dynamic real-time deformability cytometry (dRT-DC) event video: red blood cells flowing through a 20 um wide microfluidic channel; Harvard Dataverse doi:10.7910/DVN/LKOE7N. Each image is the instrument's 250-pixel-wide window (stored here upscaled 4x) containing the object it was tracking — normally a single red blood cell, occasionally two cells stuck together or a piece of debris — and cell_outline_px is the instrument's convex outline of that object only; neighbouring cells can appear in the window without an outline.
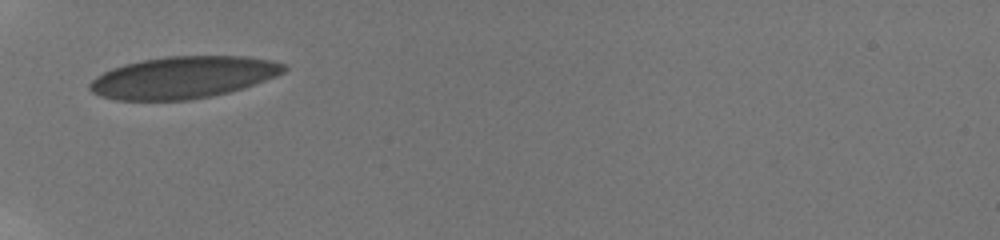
{"species": "human", "species_latin": "Homo sapiens", "temperature_condition": "room temperature", "stored_images_in_passage": 41, "camera_frame_rate_fps": 3000, "um_per_image_px": 0.085, "donor": {"sex": "male"}, "frame": {"image": 1, "passage_image": 1, "time_ms": 0.0, "image_size_px": [1000, 240], "cell_outline_px": [[288, 68], [284, 72], [276, 76], [228, 92], [212, 96], [188, 100], [116, 100], [100, 96], [92, 92], [88, 88], [88, 84], [96, 76], [112, 68], [124, 64], [140, 60], [168, 56], [248, 56], [272, 60], [288, 64]], "centroid_in_image_um": [15.56, 6.57], "position_along_channel_um": 69.4, "area_um2": 47.51}}
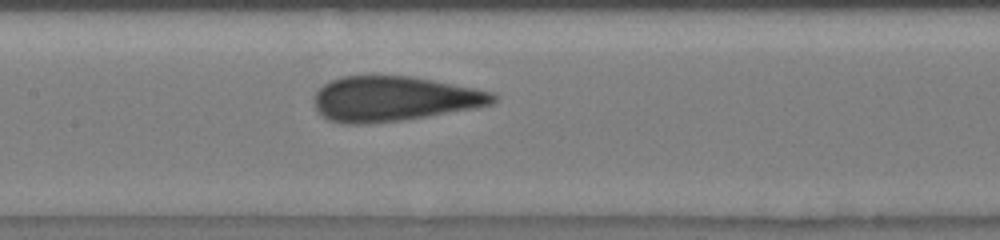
{"frame": {"image": 2, "passage_image": 14, "time_ms": 3.0, "image_size_px": [1000, 240], "cell_outline_px": [[496, 100], [492, 104], [476, 108], [408, 120], [364, 124], [348, 124], [328, 120], [320, 116], [316, 108], [316, 92], [324, 84], [332, 80], [344, 76], [408, 76], [432, 80], [492, 92], [496, 96]], "centroid_in_image_um": [33.49, 8.42], "position_along_channel_um": 173.9, "area_um2": 46.76}}
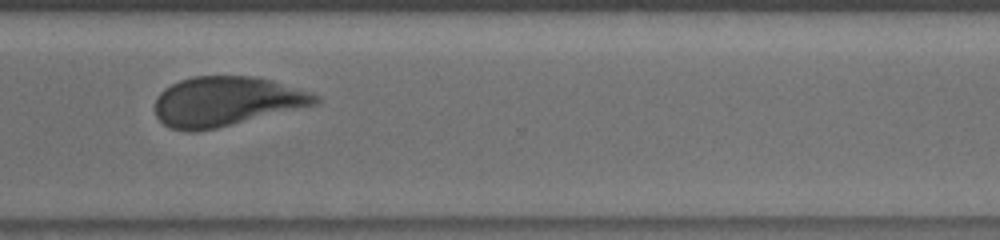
{"frame": {"image": 3, "passage_image": 33, "time_ms": 7.667, "image_size_px": [1000, 240], "cell_outline_px": [[320, 100], [316, 104], [216, 128], [196, 132], [188, 132], [168, 128], [156, 116], [156, 96], [164, 88], [180, 80], [192, 76], [256, 76], [272, 80], [320, 96]], "centroid_in_image_um": [19.18, 8.62], "position_along_channel_um": 351.4, "area_um2": 46.07}, "authors_computed_cell_mechanics": {"area_um2": 46.5868, "velocity_mm_per_s": 3.8117, "shape_relaxation_time_tau1_ms": 9.1012, "shape_relaxation_time_tau2_ms": null, "deformation_change_tau1": 0.1907, "deformation_change_tau2": null}}